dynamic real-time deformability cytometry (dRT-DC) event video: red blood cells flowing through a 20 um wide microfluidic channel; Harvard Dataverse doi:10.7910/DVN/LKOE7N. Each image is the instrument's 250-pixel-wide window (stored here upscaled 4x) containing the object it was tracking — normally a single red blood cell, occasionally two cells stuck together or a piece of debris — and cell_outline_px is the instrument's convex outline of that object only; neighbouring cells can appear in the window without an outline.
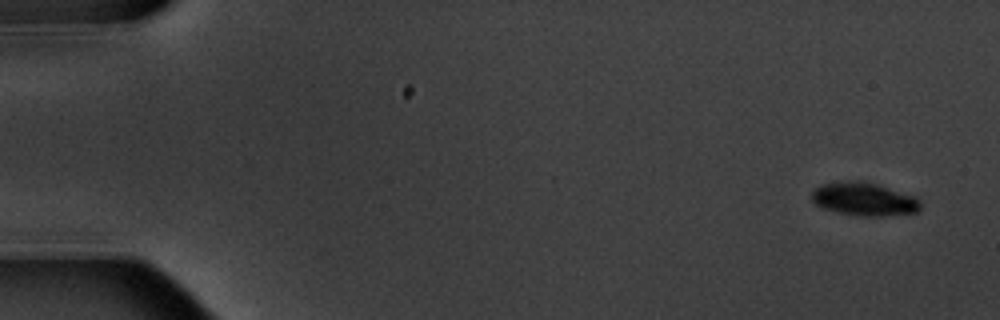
{"species": "common noctule bat (a hibernating species)", "species_latin": "Nyctalus noctula", "temperature_condition": "warm", "stored_images_in_passage": 15, "camera_frame_rate_fps": 3000, "um_per_image_px": 0.085, "animal": {"sex": "male", "body_mass_g": 20.1, "forearm_length_mm": 53.5}, "frame": {"image": 1, "passage_image": 1, "time_ms": 0.0, "image_size_px": [1000, 320], "cell_outline_px": [[920, 212], [884, 216], [860, 216], [836, 212], [820, 208], [812, 200], [812, 192], [820, 184], [848, 180], [860, 180], [876, 184], [916, 196], [920, 200]], "centroid_in_image_um": [73.45, 16.93], "position_along_channel_um": 11.6, "area_um2": 21.33}}
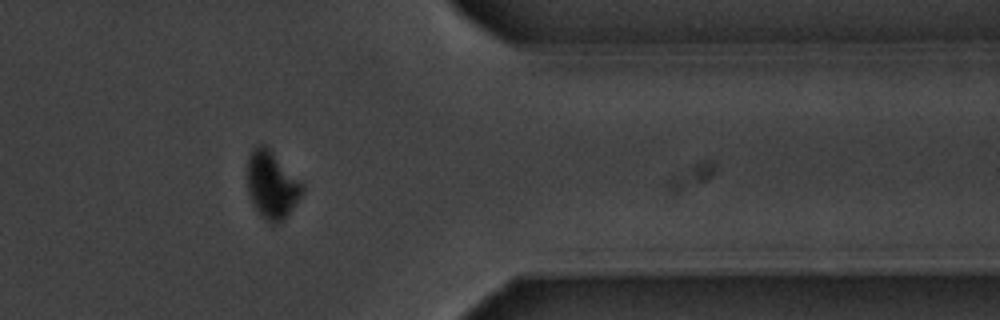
{"frame": {"image": 2, "passage_image": 13, "time_ms": 15.0, "image_size_px": [1000, 320], "cell_outline_px": [[304, 188], [300, 196], [288, 216], [284, 220], [276, 224], [268, 224], [256, 212], [252, 204], [248, 192], [248, 156], [252, 148], [260, 144], [264, 144], [304, 184]], "centroid_in_image_um": [23.09, 15.77], "position_along_channel_um": 388.3, "area_um2": 21.73}}
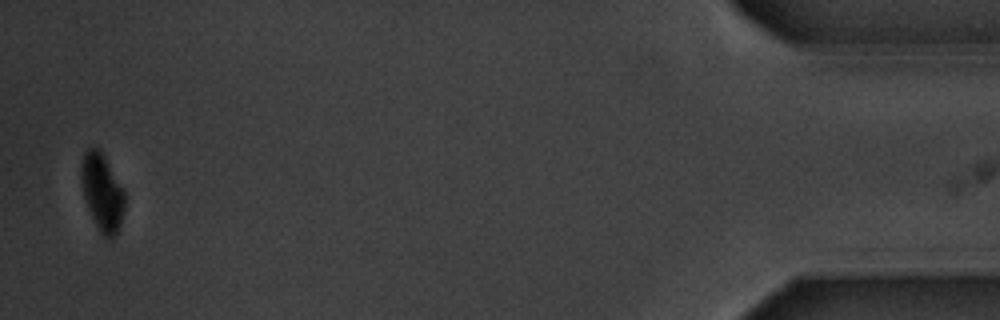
{"frame": {"image": 3, "passage_image": 15, "time_ms": 18.0, "image_size_px": [1000, 320], "cell_outline_px": [[124, 212], [120, 224], [112, 240], [104, 236], [100, 232], [88, 208], [84, 196], [80, 180], [80, 164], [84, 152], [88, 148], [100, 148], [124, 188]], "centroid_in_image_um": [8.68, 16.29], "position_along_channel_um": 426.5, "area_um2": 19.71}, "authors_computed_cell_mechanics": {"area_um2": 22.9466, "velocity_mm_per_s": 3.5303, "shape_relaxation_time_tau1_ms": 0.939, "shape_relaxation_time_tau2_ms": 4.3153, "deformation_change_tau1": 0.0713, "deformation_change_tau2": 0.02}}